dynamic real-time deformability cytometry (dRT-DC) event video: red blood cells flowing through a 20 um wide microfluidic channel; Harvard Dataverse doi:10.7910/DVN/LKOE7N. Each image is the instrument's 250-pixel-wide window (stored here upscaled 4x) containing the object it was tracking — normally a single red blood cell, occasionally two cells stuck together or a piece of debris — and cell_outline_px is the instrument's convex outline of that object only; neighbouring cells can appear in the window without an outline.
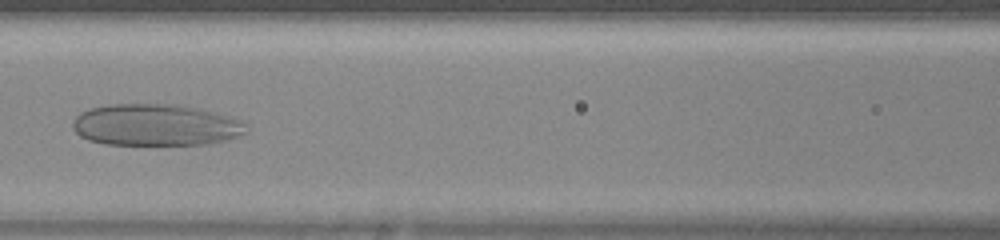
{"species": "human", "species_latin": "Homo sapiens", "temperature_condition": "warm", "stored_images_in_passage": 41, "camera_frame_rate_fps": 3000, "um_per_image_px": 0.085, "donor": {"sex": "female"}, "frame": {"image": 1, "passage_image": 15, "time_ms": 4.667, "image_size_px": [1000, 240], "cell_outline_px": [[248, 132], [224, 140], [208, 144], [104, 144], [88, 140], [80, 136], [72, 128], [72, 120], [80, 112], [88, 108], [112, 104], [184, 104], [244, 120], [248, 124]], "centroid_in_image_um": [13.24, 10.61], "position_along_channel_um": 153.4, "area_um2": 42.6}}
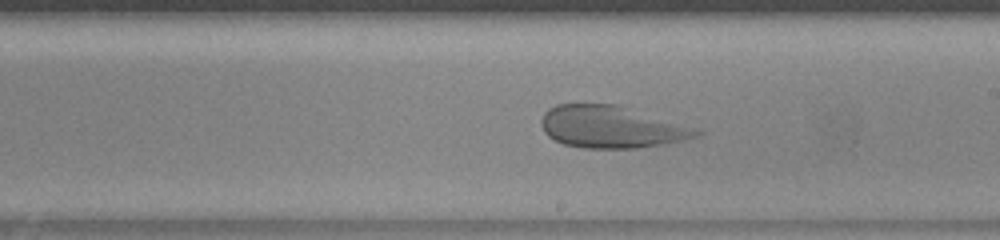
{"frame": {"image": 2, "passage_image": 21, "time_ms": 6.667, "image_size_px": [1000, 240], "cell_outline_px": [[704, 132], [700, 136], [668, 144], [636, 148], [584, 148], [564, 144], [548, 136], [544, 132], [540, 124], [540, 120], [544, 112], [548, 108], [556, 104], [616, 104]], "centroid_in_image_um": [51.89, 10.8], "position_along_channel_um": 237.1, "area_um2": 37.69}}
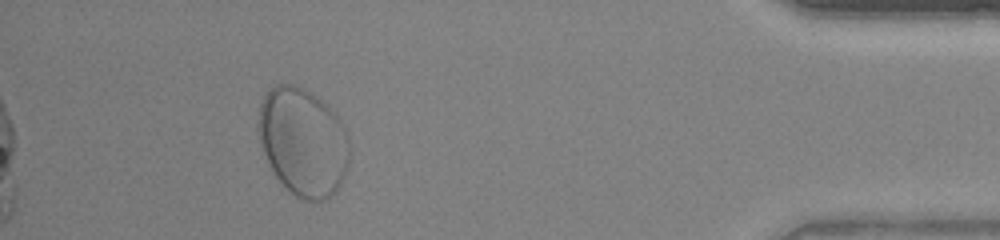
{"frame": {"image": 3, "passage_image": 37, "time_ms": 12.0, "image_size_px": [1000, 240], "cell_outline_px": [[352, 152], [348, 168], [336, 192], [320, 204], [304, 200], [296, 196], [284, 188], [272, 172], [268, 164], [260, 144], [256, 132], [256, 124], [260, 100], [268, 88], [276, 84], [292, 84], [304, 88], [316, 96], [336, 112], [344, 124], [348, 132]], "centroid_in_image_um": [25.76, 12.07], "position_along_channel_um": 409.4, "area_um2": 59.48}}